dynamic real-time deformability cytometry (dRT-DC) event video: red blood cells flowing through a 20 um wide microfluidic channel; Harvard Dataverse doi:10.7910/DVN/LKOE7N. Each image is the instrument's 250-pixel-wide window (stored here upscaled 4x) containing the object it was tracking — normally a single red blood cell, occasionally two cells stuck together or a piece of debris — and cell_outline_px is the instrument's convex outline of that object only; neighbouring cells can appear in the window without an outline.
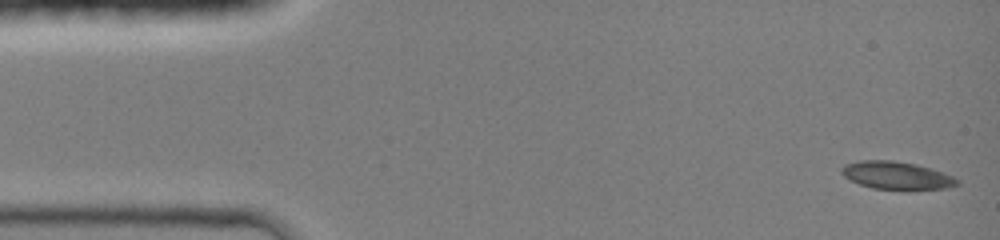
{"species": "common noctule bat (a hibernating species)", "species_latin": "Nyctalus noctula", "temperature_condition": "room temperature", "stored_images_in_passage": 44, "camera_frame_rate_fps": 3000, "um_per_image_px": 0.085, "animal": {"sex": "female", "body_mass_g": 19.0, "forearm_length_mm": 51.5}, "frame": {"image": 1, "passage_image": 1, "time_ms": 0.0, "image_size_px": [1000, 240], "cell_outline_px": [[960, 184], [944, 188], [872, 188], [860, 184], [844, 176], [840, 172], [840, 168], [844, 164], [860, 160], [892, 160], [916, 164], [952, 176], [960, 180]], "centroid_in_image_um": [76.15, 14.88], "position_along_channel_um": 8.8, "area_um2": 18.15}}
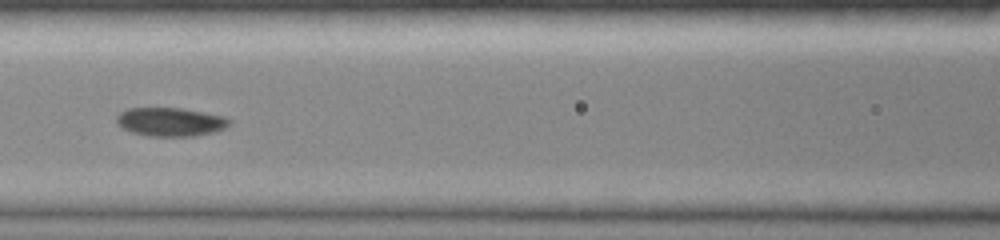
{"frame": {"image": 2, "passage_image": 19, "time_ms": 6.0, "image_size_px": [1000, 240], "cell_outline_px": [[232, 124], [224, 128], [212, 132], [196, 136], [148, 136], [132, 132], [116, 124], [116, 116], [120, 112], [128, 108], [180, 108], [224, 116], [232, 120]], "centroid_in_image_um": [14.49, 10.36], "position_along_channel_um": 152.1, "area_um2": 18.84}}
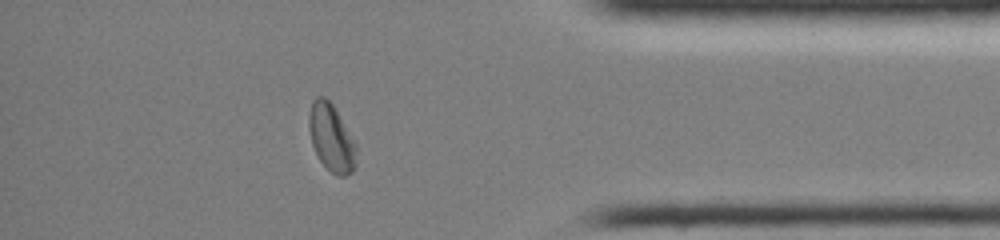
{"frame": {"image": 3, "passage_image": 38, "time_ms": 12.333, "image_size_px": [1000, 240], "cell_outline_px": [[356, 168], [352, 172], [344, 176], [336, 176], [320, 160], [312, 144], [308, 128], [308, 116], [312, 100], [316, 96], [324, 96], [332, 104], [356, 144]], "centroid_in_image_um": [28.16, 11.71], "position_along_channel_um": 407.0, "area_um2": 18.5}, "authors_computed_cell_mechanics": {"area_um2": 18.6983, "velocity_mm_per_s": 4.2819, "shape_relaxation_time_tau1_ms": 6.8772, "shape_relaxation_time_tau2_ms": null, "deformation_change_tau1": 0.1541, "deformation_change_tau2": null}}